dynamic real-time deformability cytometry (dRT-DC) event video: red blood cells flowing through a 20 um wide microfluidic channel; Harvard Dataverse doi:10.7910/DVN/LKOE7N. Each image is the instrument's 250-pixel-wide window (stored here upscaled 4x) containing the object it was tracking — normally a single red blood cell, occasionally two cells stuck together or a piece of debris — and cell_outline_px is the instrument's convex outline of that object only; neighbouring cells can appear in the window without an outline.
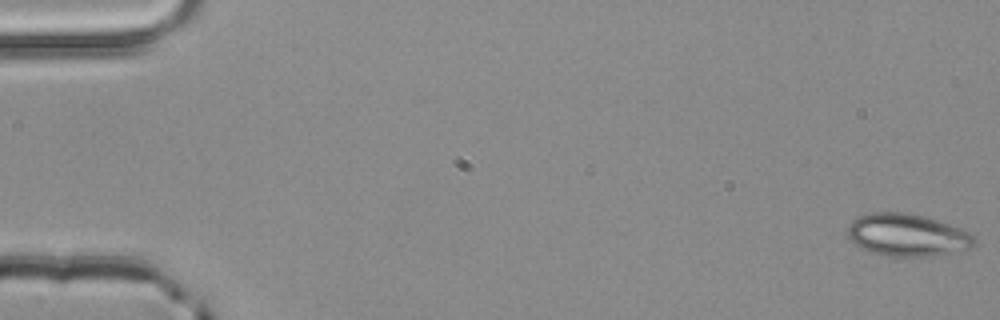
{"species": "common noctule bat (a hibernating species)", "species_latin": "Nyctalus noctula", "temperature_condition": "room temperature", "stored_images_in_passage": 3, "camera_frame_rate_fps": 3000, "um_per_image_px": 0.085, "animal": {"sex": "male", "body_mass_g": 20.4}, "frame": {"image": 1, "passage_image": 1, "time_ms": 0.0, "image_size_px": [1000, 320], "cell_outline_px": [[976, 244], [968, 248], [932, 256], [884, 256], [868, 252], [860, 248], [848, 236], [848, 224], [852, 220], [860, 216], [872, 212], [904, 212], [924, 216], [948, 224], [968, 232], [976, 240]], "centroid_in_image_um": [77.06, 19.98], "position_along_channel_um": 7.9, "area_um2": 31.1}}